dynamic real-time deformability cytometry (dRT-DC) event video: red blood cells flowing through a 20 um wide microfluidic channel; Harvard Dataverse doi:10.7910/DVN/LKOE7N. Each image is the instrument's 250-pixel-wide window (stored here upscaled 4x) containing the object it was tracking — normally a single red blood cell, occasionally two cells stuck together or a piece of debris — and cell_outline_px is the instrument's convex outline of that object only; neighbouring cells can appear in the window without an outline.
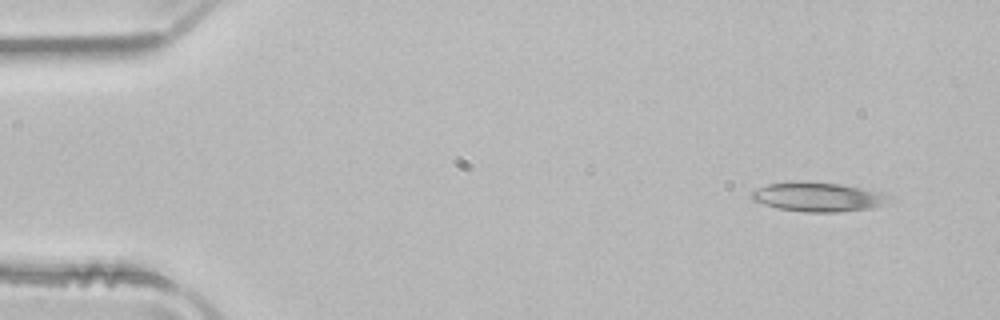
{"species": "common noctule bat (a hibernating species)", "species_latin": "Nyctalus noctula", "temperature_condition": "room temperature", "stored_images_in_passage": 48, "camera_frame_rate_fps": 3000, "um_per_image_px": 0.085, "animal": {"sex": "male", "body_mass_g": 21.5, "forearm_length_mm": 52.0}, "frame": {"image": 1, "passage_image": 1, "time_ms": 0.0, "image_size_px": [1000, 320], "cell_outline_px": [[884, 200], [880, 204], [872, 208], [836, 212], [804, 212], [780, 208], [764, 204], [752, 200], [752, 192], [756, 188], [768, 184], [804, 180], [808, 180], [840, 184], [860, 188], [872, 192], [880, 196]], "centroid_in_image_um": [69.33, 16.72], "position_along_channel_um": 15.7, "area_um2": 22.6}}
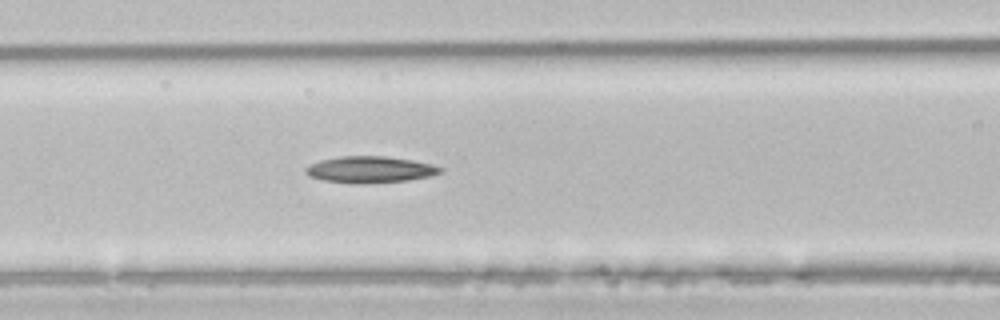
{"frame": {"image": 2, "passage_image": 18, "time_ms": 5.667, "image_size_px": [1000, 320], "cell_outline_px": [[444, 172], [432, 176], [408, 180], [360, 184], [324, 180], [308, 176], [304, 172], [304, 168], [320, 160], [340, 156], [384, 156], [412, 160], [432, 164], [444, 168]], "centroid_in_image_um": [31.48, 14.41], "position_along_channel_um": 135.1, "area_um2": 20.87}}
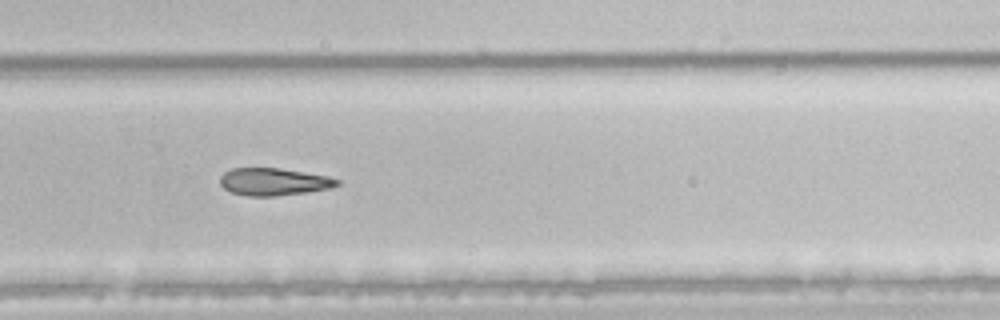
{"frame": {"image": 3, "passage_image": 31, "time_ms": 10.0, "image_size_px": [1000, 320], "cell_outline_px": [[340, 184], [332, 188], [308, 192], [276, 196], [248, 196], [232, 192], [224, 188], [220, 184], [220, 176], [224, 172], [232, 168], [280, 168], [328, 176], [340, 180]], "centroid_in_image_um": [23.28, 15.45], "position_along_channel_um": 306.5, "area_um2": 18.79}, "authors_computed_cell_mechanics": {"area_um2": 20.7791, "velocity_mm_per_s": 3.9681, "shape_relaxation_time_tau1_ms": 7.1111, "shape_relaxation_time_tau2_ms": null, "deformation_change_tau1": 0.1419, "deformation_change_tau2": null}}